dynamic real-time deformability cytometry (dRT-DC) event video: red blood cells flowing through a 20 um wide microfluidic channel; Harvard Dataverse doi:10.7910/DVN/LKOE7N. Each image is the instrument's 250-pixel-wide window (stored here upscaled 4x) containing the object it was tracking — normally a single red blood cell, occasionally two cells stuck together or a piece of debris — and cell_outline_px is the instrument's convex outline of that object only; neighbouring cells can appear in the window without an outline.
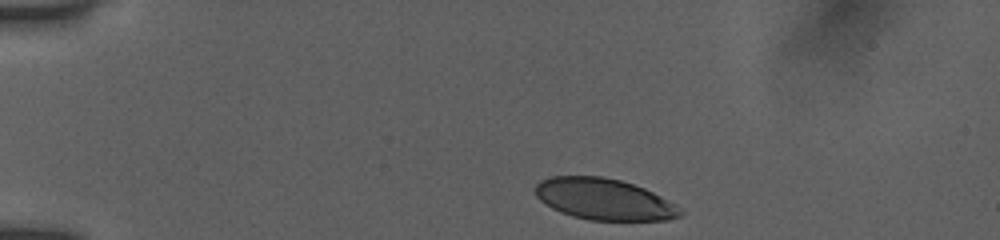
{"species": "human", "species_latin": "Homo sapiens", "temperature_condition": "room temperature", "stored_images_in_passage": 37, "camera_frame_rate_fps": 3000, "um_per_image_px": 0.085, "donor": {"sex": "female"}, "frame": {"image": 1, "passage_image": 1, "time_ms": 0.0, "image_size_px": [1000, 240], "cell_outline_px": [[684, 212], [680, 216], [668, 220], [588, 220], [572, 216], [560, 212], [552, 208], [540, 200], [536, 196], [536, 184], [540, 180], [552, 176], [600, 176], [620, 180], [644, 188], [660, 196]], "centroid_in_image_um": [51.3, 16.93], "position_along_channel_um": 33.7, "area_um2": 34.62}}
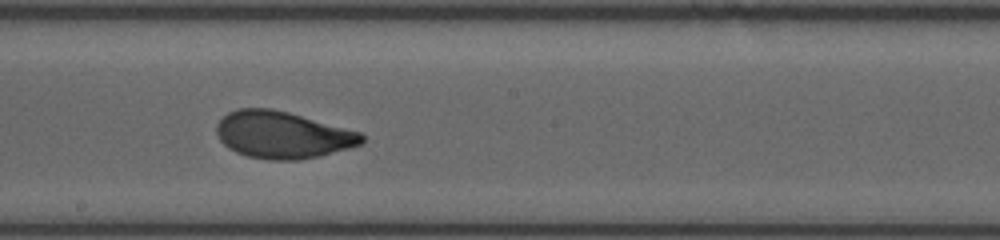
{"frame": {"image": 2, "passage_image": 21, "time_ms": 6.667, "image_size_px": [1000, 240], "cell_outline_px": [[364, 140], [360, 144], [348, 148], [320, 156], [300, 160], [268, 160], [248, 156], [236, 152], [228, 148], [220, 140], [216, 132], [216, 124], [228, 112], [236, 108], [272, 108], [288, 112], [360, 132], [364, 136]], "centroid_in_image_um": [23.98, 11.46], "position_along_channel_um": 224.2, "area_um2": 39.71}}
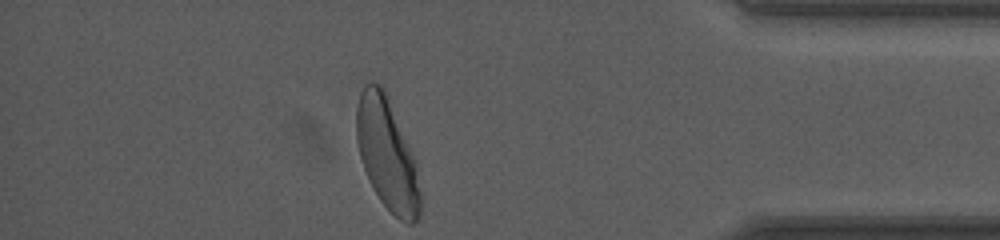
{"frame": {"image": 3, "passage_image": 37, "time_ms": 12.0, "image_size_px": [1000, 240], "cell_outline_px": [[424, 200], [420, 216], [412, 224], [408, 224], [400, 220], [380, 200], [364, 168], [360, 156], [356, 140], [356, 108], [360, 92], [364, 84], [380, 84], [384, 92], [416, 160]], "centroid_in_image_um": [32.95, 13.19], "position_along_channel_um": 402.2, "area_um2": 41.38}, "authors_computed_cell_mechanics": {"area_um2": 39.593, "velocity_mm_per_s": 3.9018, "shape_relaxation_time_tau1_ms": 3.2194, "shape_relaxation_time_tau2_ms": 0.7879, "deformation_change_tau1": 0.156, "deformation_change_tau2": 0.0618}}